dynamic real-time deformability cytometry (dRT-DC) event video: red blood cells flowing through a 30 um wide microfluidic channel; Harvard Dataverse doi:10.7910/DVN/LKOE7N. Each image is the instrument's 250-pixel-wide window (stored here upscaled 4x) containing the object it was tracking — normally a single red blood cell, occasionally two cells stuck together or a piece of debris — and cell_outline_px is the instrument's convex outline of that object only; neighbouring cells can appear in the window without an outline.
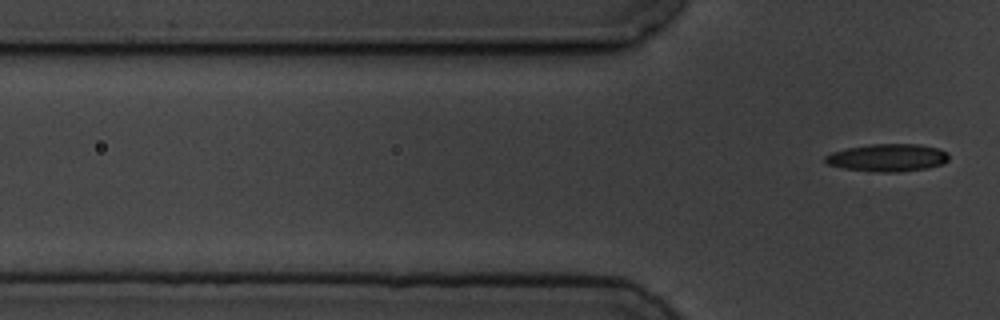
{"species": "common noctule bat (a hibernating species)", "species_latin": "Nyctalus noctula", "temperature_condition": "cold", "stored_images_in_passage": 6, "camera_frame_rate_fps": 3000, "um_per_image_px": 0.085, "animal": {"sex": "male", "body_mass_g": 19.5, "forearm_length_mm": 54.6}, "frame": {"image": 1, "passage_image": 6, "time_ms": 6.667, "image_size_px": [1000, 320], "cell_outline_px": [[948, 160], [944, 164], [928, 168], [896, 172], [880, 172], [844, 168], [828, 164], [824, 160], [824, 156], [832, 152], [848, 148], [872, 144], [920, 144], [940, 148], [948, 152]], "centroid_in_image_um": [75.5, 13.4], "position_along_channel_um": 50.3, "area_um2": 19.88}}